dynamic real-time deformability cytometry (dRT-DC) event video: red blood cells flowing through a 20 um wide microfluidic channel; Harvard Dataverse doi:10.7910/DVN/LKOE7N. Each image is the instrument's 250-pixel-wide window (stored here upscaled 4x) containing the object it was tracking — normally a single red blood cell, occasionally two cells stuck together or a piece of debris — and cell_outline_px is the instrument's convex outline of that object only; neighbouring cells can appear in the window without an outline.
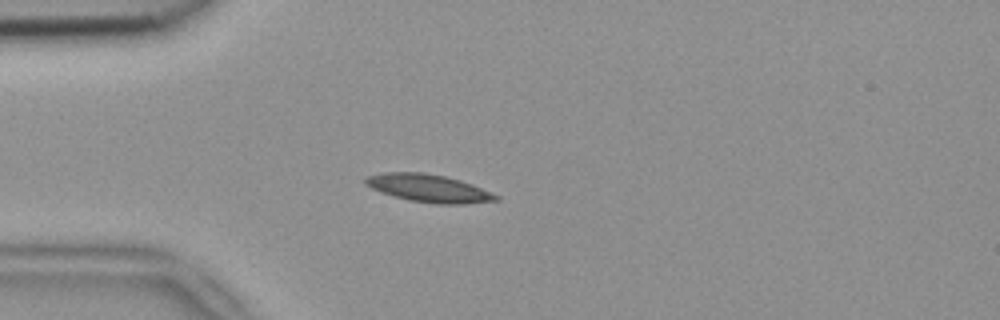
{"species": "common noctule bat (a hibernating species)", "species_latin": "Nyctalus noctula", "temperature_condition": "room temperature", "stored_images_in_passage": 3, "camera_frame_rate_fps": 3000, "um_per_image_px": 0.085, "animal": {"sex": "female", "body_mass_g": 18.4}, "frame": {"image": 1, "passage_image": 3, "time_ms": 0.667, "image_size_px": [1000, 320], "cell_outline_px": [[500, 200], [464, 204], [436, 204], [408, 200], [392, 196], [380, 192], [364, 184], [364, 180], [368, 176], [384, 172], [424, 172], [444, 176], [460, 180], [472, 184], [500, 196]], "centroid_in_image_um": [36.44, 16.0], "position_along_channel_um": 48.6, "area_um2": 21.21}}